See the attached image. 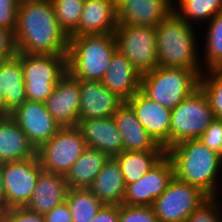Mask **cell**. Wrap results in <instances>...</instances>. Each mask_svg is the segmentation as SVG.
I'll list each match as a JSON object with an SVG mask.
<instances>
[{
	"mask_svg": "<svg viewBox=\"0 0 222 222\" xmlns=\"http://www.w3.org/2000/svg\"><path fill=\"white\" fill-rule=\"evenodd\" d=\"M0 222H4V209L0 207Z\"/></svg>",
	"mask_w": 222,
	"mask_h": 222,
	"instance_id": "cell-44",
	"label": "cell"
},
{
	"mask_svg": "<svg viewBox=\"0 0 222 222\" xmlns=\"http://www.w3.org/2000/svg\"><path fill=\"white\" fill-rule=\"evenodd\" d=\"M208 198L200 188L174 176L167 189L153 202L152 208L159 222H186L189 215Z\"/></svg>",
	"mask_w": 222,
	"mask_h": 222,
	"instance_id": "cell-11",
	"label": "cell"
},
{
	"mask_svg": "<svg viewBox=\"0 0 222 222\" xmlns=\"http://www.w3.org/2000/svg\"><path fill=\"white\" fill-rule=\"evenodd\" d=\"M195 33L174 10L162 19L156 26L158 66L205 71L200 65Z\"/></svg>",
	"mask_w": 222,
	"mask_h": 222,
	"instance_id": "cell-3",
	"label": "cell"
},
{
	"mask_svg": "<svg viewBox=\"0 0 222 222\" xmlns=\"http://www.w3.org/2000/svg\"><path fill=\"white\" fill-rule=\"evenodd\" d=\"M80 105L78 121L112 117L125 102L107 89L102 81L79 80Z\"/></svg>",
	"mask_w": 222,
	"mask_h": 222,
	"instance_id": "cell-16",
	"label": "cell"
},
{
	"mask_svg": "<svg viewBox=\"0 0 222 222\" xmlns=\"http://www.w3.org/2000/svg\"><path fill=\"white\" fill-rule=\"evenodd\" d=\"M103 204L121 205L126 192V184L119 162L114 156L108 157L103 169L88 188Z\"/></svg>",
	"mask_w": 222,
	"mask_h": 222,
	"instance_id": "cell-23",
	"label": "cell"
},
{
	"mask_svg": "<svg viewBox=\"0 0 222 222\" xmlns=\"http://www.w3.org/2000/svg\"><path fill=\"white\" fill-rule=\"evenodd\" d=\"M108 155L87 147L64 176L69 189L89 188L98 173L103 169Z\"/></svg>",
	"mask_w": 222,
	"mask_h": 222,
	"instance_id": "cell-26",
	"label": "cell"
},
{
	"mask_svg": "<svg viewBox=\"0 0 222 222\" xmlns=\"http://www.w3.org/2000/svg\"><path fill=\"white\" fill-rule=\"evenodd\" d=\"M207 94L199 87L171 112L170 148L198 139L215 119Z\"/></svg>",
	"mask_w": 222,
	"mask_h": 222,
	"instance_id": "cell-7",
	"label": "cell"
},
{
	"mask_svg": "<svg viewBox=\"0 0 222 222\" xmlns=\"http://www.w3.org/2000/svg\"><path fill=\"white\" fill-rule=\"evenodd\" d=\"M125 102L154 140L166 151L170 149L172 110L148 98L140 90Z\"/></svg>",
	"mask_w": 222,
	"mask_h": 222,
	"instance_id": "cell-15",
	"label": "cell"
},
{
	"mask_svg": "<svg viewBox=\"0 0 222 222\" xmlns=\"http://www.w3.org/2000/svg\"><path fill=\"white\" fill-rule=\"evenodd\" d=\"M11 117L36 150L61 129L43 102L26 100L12 112Z\"/></svg>",
	"mask_w": 222,
	"mask_h": 222,
	"instance_id": "cell-13",
	"label": "cell"
},
{
	"mask_svg": "<svg viewBox=\"0 0 222 222\" xmlns=\"http://www.w3.org/2000/svg\"><path fill=\"white\" fill-rule=\"evenodd\" d=\"M173 3V10L192 26L194 22L210 21L222 11V0H175Z\"/></svg>",
	"mask_w": 222,
	"mask_h": 222,
	"instance_id": "cell-29",
	"label": "cell"
},
{
	"mask_svg": "<svg viewBox=\"0 0 222 222\" xmlns=\"http://www.w3.org/2000/svg\"><path fill=\"white\" fill-rule=\"evenodd\" d=\"M85 0H51L60 29L69 38L78 28Z\"/></svg>",
	"mask_w": 222,
	"mask_h": 222,
	"instance_id": "cell-31",
	"label": "cell"
},
{
	"mask_svg": "<svg viewBox=\"0 0 222 222\" xmlns=\"http://www.w3.org/2000/svg\"><path fill=\"white\" fill-rule=\"evenodd\" d=\"M166 150L123 151L114 157L119 162L125 184L134 183L149 172L164 156Z\"/></svg>",
	"mask_w": 222,
	"mask_h": 222,
	"instance_id": "cell-27",
	"label": "cell"
},
{
	"mask_svg": "<svg viewBox=\"0 0 222 222\" xmlns=\"http://www.w3.org/2000/svg\"><path fill=\"white\" fill-rule=\"evenodd\" d=\"M174 177V165L166 154L154 167L134 183L126 185L123 204L152 206Z\"/></svg>",
	"mask_w": 222,
	"mask_h": 222,
	"instance_id": "cell-12",
	"label": "cell"
},
{
	"mask_svg": "<svg viewBox=\"0 0 222 222\" xmlns=\"http://www.w3.org/2000/svg\"><path fill=\"white\" fill-rule=\"evenodd\" d=\"M37 158L2 163V209L26 207L30 202L37 179L42 171Z\"/></svg>",
	"mask_w": 222,
	"mask_h": 222,
	"instance_id": "cell-10",
	"label": "cell"
},
{
	"mask_svg": "<svg viewBox=\"0 0 222 222\" xmlns=\"http://www.w3.org/2000/svg\"><path fill=\"white\" fill-rule=\"evenodd\" d=\"M174 0H120L116 3L118 23L156 27L173 11Z\"/></svg>",
	"mask_w": 222,
	"mask_h": 222,
	"instance_id": "cell-17",
	"label": "cell"
},
{
	"mask_svg": "<svg viewBox=\"0 0 222 222\" xmlns=\"http://www.w3.org/2000/svg\"><path fill=\"white\" fill-rule=\"evenodd\" d=\"M119 222H159L152 206L119 205Z\"/></svg>",
	"mask_w": 222,
	"mask_h": 222,
	"instance_id": "cell-34",
	"label": "cell"
},
{
	"mask_svg": "<svg viewBox=\"0 0 222 222\" xmlns=\"http://www.w3.org/2000/svg\"><path fill=\"white\" fill-rule=\"evenodd\" d=\"M205 32V70L222 69V11L208 21Z\"/></svg>",
	"mask_w": 222,
	"mask_h": 222,
	"instance_id": "cell-30",
	"label": "cell"
},
{
	"mask_svg": "<svg viewBox=\"0 0 222 222\" xmlns=\"http://www.w3.org/2000/svg\"><path fill=\"white\" fill-rule=\"evenodd\" d=\"M17 54L14 31L0 27V56L7 60Z\"/></svg>",
	"mask_w": 222,
	"mask_h": 222,
	"instance_id": "cell-38",
	"label": "cell"
},
{
	"mask_svg": "<svg viewBox=\"0 0 222 222\" xmlns=\"http://www.w3.org/2000/svg\"><path fill=\"white\" fill-rule=\"evenodd\" d=\"M36 149L12 117L0 120V162L28 160Z\"/></svg>",
	"mask_w": 222,
	"mask_h": 222,
	"instance_id": "cell-24",
	"label": "cell"
},
{
	"mask_svg": "<svg viewBox=\"0 0 222 222\" xmlns=\"http://www.w3.org/2000/svg\"><path fill=\"white\" fill-rule=\"evenodd\" d=\"M86 148L77 127L61 128L36 150V155L43 170L65 176Z\"/></svg>",
	"mask_w": 222,
	"mask_h": 222,
	"instance_id": "cell-9",
	"label": "cell"
},
{
	"mask_svg": "<svg viewBox=\"0 0 222 222\" xmlns=\"http://www.w3.org/2000/svg\"><path fill=\"white\" fill-rule=\"evenodd\" d=\"M44 104L60 128H76L80 105L79 79L67 71Z\"/></svg>",
	"mask_w": 222,
	"mask_h": 222,
	"instance_id": "cell-14",
	"label": "cell"
},
{
	"mask_svg": "<svg viewBox=\"0 0 222 222\" xmlns=\"http://www.w3.org/2000/svg\"><path fill=\"white\" fill-rule=\"evenodd\" d=\"M113 118L122 136L123 151L165 150L146 131L126 102L118 108Z\"/></svg>",
	"mask_w": 222,
	"mask_h": 222,
	"instance_id": "cell-20",
	"label": "cell"
},
{
	"mask_svg": "<svg viewBox=\"0 0 222 222\" xmlns=\"http://www.w3.org/2000/svg\"><path fill=\"white\" fill-rule=\"evenodd\" d=\"M21 67L29 101L45 102L67 73V55L21 53Z\"/></svg>",
	"mask_w": 222,
	"mask_h": 222,
	"instance_id": "cell-6",
	"label": "cell"
},
{
	"mask_svg": "<svg viewBox=\"0 0 222 222\" xmlns=\"http://www.w3.org/2000/svg\"><path fill=\"white\" fill-rule=\"evenodd\" d=\"M166 154L173 162L174 176L178 180L200 188L209 197L219 196L221 155L209 149L199 138L179 142Z\"/></svg>",
	"mask_w": 222,
	"mask_h": 222,
	"instance_id": "cell-2",
	"label": "cell"
},
{
	"mask_svg": "<svg viewBox=\"0 0 222 222\" xmlns=\"http://www.w3.org/2000/svg\"><path fill=\"white\" fill-rule=\"evenodd\" d=\"M91 222H119V205L104 204Z\"/></svg>",
	"mask_w": 222,
	"mask_h": 222,
	"instance_id": "cell-40",
	"label": "cell"
},
{
	"mask_svg": "<svg viewBox=\"0 0 222 222\" xmlns=\"http://www.w3.org/2000/svg\"><path fill=\"white\" fill-rule=\"evenodd\" d=\"M203 71L157 66L141 75L140 91L163 107L173 110L200 87Z\"/></svg>",
	"mask_w": 222,
	"mask_h": 222,
	"instance_id": "cell-5",
	"label": "cell"
},
{
	"mask_svg": "<svg viewBox=\"0 0 222 222\" xmlns=\"http://www.w3.org/2000/svg\"><path fill=\"white\" fill-rule=\"evenodd\" d=\"M102 83L107 89L126 101L140 90L141 74L124 54L116 50Z\"/></svg>",
	"mask_w": 222,
	"mask_h": 222,
	"instance_id": "cell-21",
	"label": "cell"
},
{
	"mask_svg": "<svg viewBox=\"0 0 222 222\" xmlns=\"http://www.w3.org/2000/svg\"><path fill=\"white\" fill-rule=\"evenodd\" d=\"M4 61H5V59L0 56V66L2 65V63H3Z\"/></svg>",
	"mask_w": 222,
	"mask_h": 222,
	"instance_id": "cell-45",
	"label": "cell"
},
{
	"mask_svg": "<svg viewBox=\"0 0 222 222\" xmlns=\"http://www.w3.org/2000/svg\"><path fill=\"white\" fill-rule=\"evenodd\" d=\"M116 50L114 33L69 37L67 70L79 80L102 81Z\"/></svg>",
	"mask_w": 222,
	"mask_h": 222,
	"instance_id": "cell-4",
	"label": "cell"
},
{
	"mask_svg": "<svg viewBox=\"0 0 222 222\" xmlns=\"http://www.w3.org/2000/svg\"><path fill=\"white\" fill-rule=\"evenodd\" d=\"M12 112L8 109L5 97L0 94V120L11 117Z\"/></svg>",
	"mask_w": 222,
	"mask_h": 222,
	"instance_id": "cell-41",
	"label": "cell"
},
{
	"mask_svg": "<svg viewBox=\"0 0 222 222\" xmlns=\"http://www.w3.org/2000/svg\"><path fill=\"white\" fill-rule=\"evenodd\" d=\"M0 3H20L19 0H0Z\"/></svg>",
	"mask_w": 222,
	"mask_h": 222,
	"instance_id": "cell-43",
	"label": "cell"
},
{
	"mask_svg": "<svg viewBox=\"0 0 222 222\" xmlns=\"http://www.w3.org/2000/svg\"><path fill=\"white\" fill-rule=\"evenodd\" d=\"M66 203L72 222H91L104 205L88 188L69 189Z\"/></svg>",
	"mask_w": 222,
	"mask_h": 222,
	"instance_id": "cell-28",
	"label": "cell"
},
{
	"mask_svg": "<svg viewBox=\"0 0 222 222\" xmlns=\"http://www.w3.org/2000/svg\"><path fill=\"white\" fill-rule=\"evenodd\" d=\"M69 188L63 175L42 170L26 208L45 215L66 201Z\"/></svg>",
	"mask_w": 222,
	"mask_h": 222,
	"instance_id": "cell-22",
	"label": "cell"
},
{
	"mask_svg": "<svg viewBox=\"0 0 222 222\" xmlns=\"http://www.w3.org/2000/svg\"><path fill=\"white\" fill-rule=\"evenodd\" d=\"M4 222H45L43 215L28 210L26 207H15L4 210Z\"/></svg>",
	"mask_w": 222,
	"mask_h": 222,
	"instance_id": "cell-36",
	"label": "cell"
},
{
	"mask_svg": "<svg viewBox=\"0 0 222 222\" xmlns=\"http://www.w3.org/2000/svg\"><path fill=\"white\" fill-rule=\"evenodd\" d=\"M3 181H2V163L0 162V207L2 208V199H3Z\"/></svg>",
	"mask_w": 222,
	"mask_h": 222,
	"instance_id": "cell-42",
	"label": "cell"
},
{
	"mask_svg": "<svg viewBox=\"0 0 222 222\" xmlns=\"http://www.w3.org/2000/svg\"><path fill=\"white\" fill-rule=\"evenodd\" d=\"M199 139L209 149L222 156V119L215 118Z\"/></svg>",
	"mask_w": 222,
	"mask_h": 222,
	"instance_id": "cell-35",
	"label": "cell"
},
{
	"mask_svg": "<svg viewBox=\"0 0 222 222\" xmlns=\"http://www.w3.org/2000/svg\"><path fill=\"white\" fill-rule=\"evenodd\" d=\"M20 3H0V27L15 31Z\"/></svg>",
	"mask_w": 222,
	"mask_h": 222,
	"instance_id": "cell-37",
	"label": "cell"
},
{
	"mask_svg": "<svg viewBox=\"0 0 222 222\" xmlns=\"http://www.w3.org/2000/svg\"><path fill=\"white\" fill-rule=\"evenodd\" d=\"M45 222H72L71 212L66 201L55 206L51 211L43 215Z\"/></svg>",
	"mask_w": 222,
	"mask_h": 222,
	"instance_id": "cell-39",
	"label": "cell"
},
{
	"mask_svg": "<svg viewBox=\"0 0 222 222\" xmlns=\"http://www.w3.org/2000/svg\"><path fill=\"white\" fill-rule=\"evenodd\" d=\"M220 203L218 197H209L189 215L186 222H222Z\"/></svg>",
	"mask_w": 222,
	"mask_h": 222,
	"instance_id": "cell-33",
	"label": "cell"
},
{
	"mask_svg": "<svg viewBox=\"0 0 222 222\" xmlns=\"http://www.w3.org/2000/svg\"><path fill=\"white\" fill-rule=\"evenodd\" d=\"M117 25L113 0H85L78 28L70 37L114 33Z\"/></svg>",
	"mask_w": 222,
	"mask_h": 222,
	"instance_id": "cell-19",
	"label": "cell"
},
{
	"mask_svg": "<svg viewBox=\"0 0 222 222\" xmlns=\"http://www.w3.org/2000/svg\"><path fill=\"white\" fill-rule=\"evenodd\" d=\"M114 35L117 50L141 75L158 66L156 27L118 23Z\"/></svg>",
	"mask_w": 222,
	"mask_h": 222,
	"instance_id": "cell-8",
	"label": "cell"
},
{
	"mask_svg": "<svg viewBox=\"0 0 222 222\" xmlns=\"http://www.w3.org/2000/svg\"><path fill=\"white\" fill-rule=\"evenodd\" d=\"M77 128L87 147L106 153L109 157L123 152L122 136L113 116L78 121Z\"/></svg>",
	"mask_w": 222,
	"mask_h": 222,
	"instance_id": "cell-18",
	"label": "cell"
},
{
	"mask_svg": "<svg viewBox=\"0 0 222 222\" xmlns=\"http://www.w3.org/2000/svg\"><path fill=\"white\" fill-rule=\"evenodd\" d=\"M0 94L5 97L11 112L27 100L21 67V53L5 60L0 66Z\"/></svg>",
	"mask_w": 222,
	"mask_h": 222,
	"instance_id": "cell-25",
	"label": "cell"
},
{
	"mask_svg": "<svg viewBox=\"0 0 222 222\" xmlns=\"http://www.w3.org/2000/svg\"><path fill=\"white\" fill-rule=\"evenodd\" d=\"M14 36L18 53L68 54L69 38L60 29L51 0L21 1Z\"/></svg>",
	"mask_w": 222,
	"mask_h": 222,
	"instance_id": "cell-1",
	"label": "cell"
},
{
	"mask_svg": "<svg viewBox=\"0 0 222 222\" xmlns=\"http://www.w3.org/2000/svg\"><path fill=\"white\" fill-rule=\"evenodd\" d=\"M200 87L207 94L215 117L222 119V69L203 71L200 76Z\"/></svg>",
	"mask_w": 222,
	"mask_h": 222,
	"instance_id": "cell-32",
	"label": "cell"
}]
</instances>
